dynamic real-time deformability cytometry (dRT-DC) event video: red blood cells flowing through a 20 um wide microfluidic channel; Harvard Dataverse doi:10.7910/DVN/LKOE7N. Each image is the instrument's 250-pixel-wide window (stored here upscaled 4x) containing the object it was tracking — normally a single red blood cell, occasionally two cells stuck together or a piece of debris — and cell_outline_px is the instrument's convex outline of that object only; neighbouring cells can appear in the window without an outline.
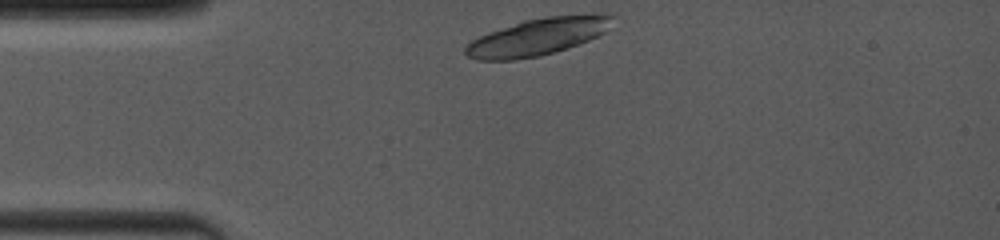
{"species": "common noctule bat (a hibernating species)", "species_latin": "Nyctalus noctula", "temperature_condition": "room temperature", "stored_images_in_passage": 4, "camera_frame_rate_fps": 4000, "um_per_image_px": 0.085, "animal": {"sex": "female", "body_mass_g": 19.0, "forearm_length_mm": 53.3}, "frame": {"image": 1, "passage_image": 1, "time_ms": 0.0, "image_size_px": [1000, 240], "cell_outline_px": [[612, 16], [604, 32], [588, 40], [540, 56], [516, 60], [476, 60], [468, 56], [464, 52], [464, 48], [472, 40], [488, 32], [524, 20], [548, 16]], "centroid_in_image_um": [45.53, 3.17], "position_along_channel_um": 39.5, "area_um2": 30.52}}